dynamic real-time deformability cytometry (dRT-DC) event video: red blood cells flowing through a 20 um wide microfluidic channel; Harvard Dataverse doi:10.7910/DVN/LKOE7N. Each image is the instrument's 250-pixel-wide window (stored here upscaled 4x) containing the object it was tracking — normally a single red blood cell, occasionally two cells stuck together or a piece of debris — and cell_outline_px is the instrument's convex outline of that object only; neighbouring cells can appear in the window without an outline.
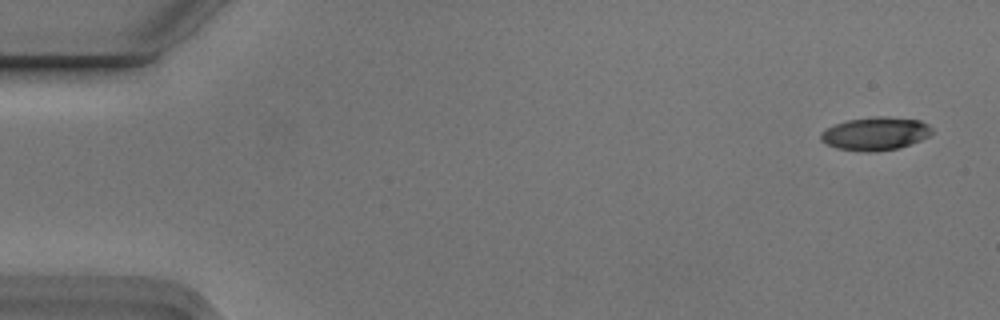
{"species": "Egyptian fruit bat (a non-hibernating species)", "species_latin": "Rousettus aegyptiacus", "temperature_condition": "cold", "stored_images_in_passage": 2, "camera_frame_rate_fps": 3000, "um_per_image_px": 0.085, "animal": {"sex": "male"}, "frame": {"image": 1, "passage_image": 1, "time_ms": 0.0, "image_size_px": [1000, 320], "cell_outline_px": [[932, 132], [928, 136], [920, 140], [900, 148], [876, 152], [864, 152], [836, 148], [820, 140], [820, 132], [836, 124], [848, 120], [876, 116], [884, 116], [920, 120], [928, 124], [932, 128]], "centroid_in_image_um": [74.41, 11.37], "position_along_channel_um": 10.6, "area_um2": 21.5}}